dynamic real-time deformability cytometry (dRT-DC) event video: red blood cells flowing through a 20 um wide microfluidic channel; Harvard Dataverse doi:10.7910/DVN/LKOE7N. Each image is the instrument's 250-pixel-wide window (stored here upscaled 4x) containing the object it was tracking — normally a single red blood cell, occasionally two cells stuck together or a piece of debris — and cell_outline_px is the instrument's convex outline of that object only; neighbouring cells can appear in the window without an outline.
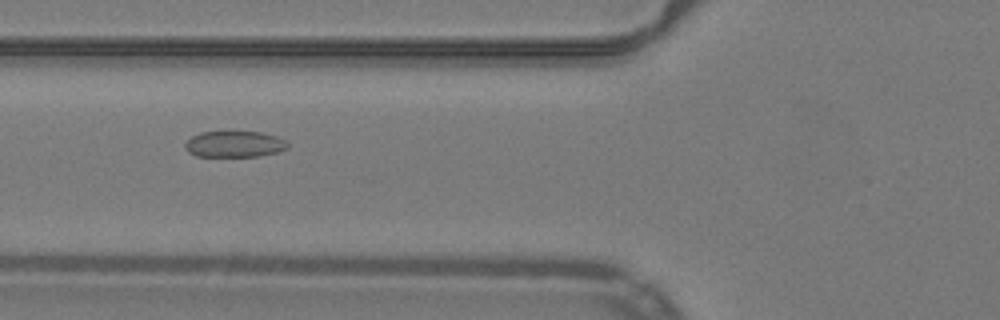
{"species": "common noctule bat (a hibernating species)", "species_latin": "Nyctalus noctula", "temperature_condition": "warm", "stored_images_in_passage": 14, "camera_frame_rate_fps": 3000, "um_per_image_px": 0.085, "animal": {"sex": "male", "body_mass_g": 19.2, "forearm_length_mm": 51.8}, "frame": {"image": 1, "passage_image": 3, "time_ms": 0.667, "image_size_px": [1000, 320], "cell_outline_px": [[288, 148], [276, 152], [260, 156], [196, 156], [188, 152], [184, 148], [184, 144], [192, 136], [200, 132], [260, 132], [276, 136], [284, 140], [288, 144]], "centroid_in_image_um": [19.9, 12.25], "position_along_channel_um": 105.9, "area_um2": 15.55}}
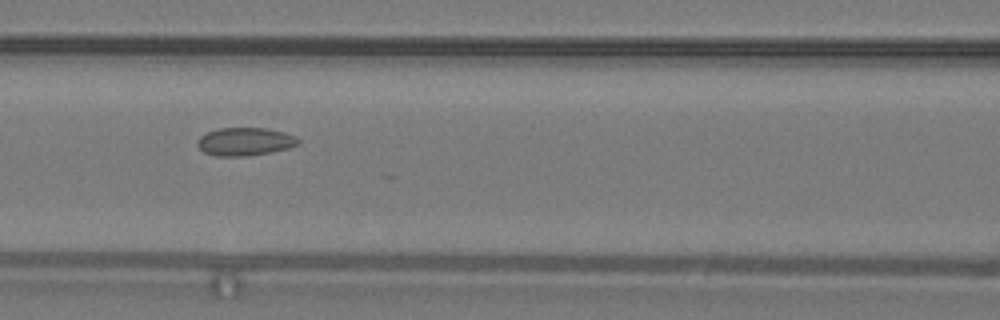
{"frame": {"image": 2, "passage_image": 6, "time_ms": 1.667, "image_size_px": [1000, 320], "cell_outline_px": [[300, 144], [288, 148], [268, 152], [244, 156], [216, 156], [204, 152], [196, 144], [196, 140], [200, 136], [208, 132], [220, 128], [264, 128], [284, 132], [296, 136], [300, 140]], "centroid_in_image_um": [20.82, 12.03], "position_along_channel_um": 145.8, "area_um2": 16.42}}
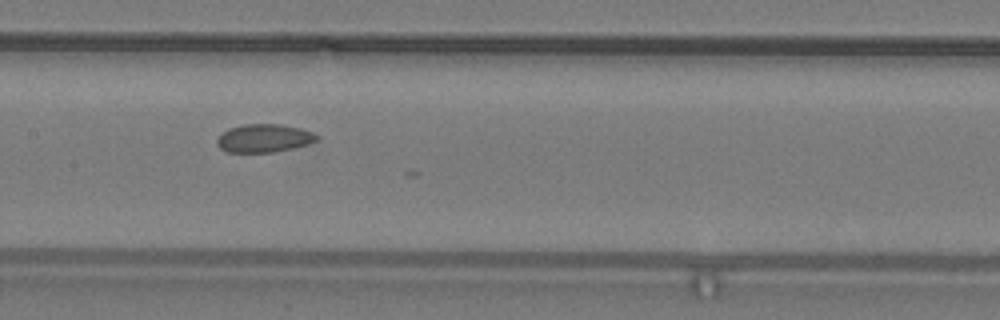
{"frame": {"image": 3, "passage_image": 9, "time_ms": 2.667, "image_size_px": [1000, 320], "cell_outline_px": [[316, 140], [308, 144], [292, 148], [272, 152], [224, 152], [216, 144], [216, 140], [228, 128], [244, 124], [280, 124], [312, 132], [316, 136]], "centroid_in_image_um": [22.37, 11.75], "position_along_channel_um": 185.0, "area_um2": 16.13}}